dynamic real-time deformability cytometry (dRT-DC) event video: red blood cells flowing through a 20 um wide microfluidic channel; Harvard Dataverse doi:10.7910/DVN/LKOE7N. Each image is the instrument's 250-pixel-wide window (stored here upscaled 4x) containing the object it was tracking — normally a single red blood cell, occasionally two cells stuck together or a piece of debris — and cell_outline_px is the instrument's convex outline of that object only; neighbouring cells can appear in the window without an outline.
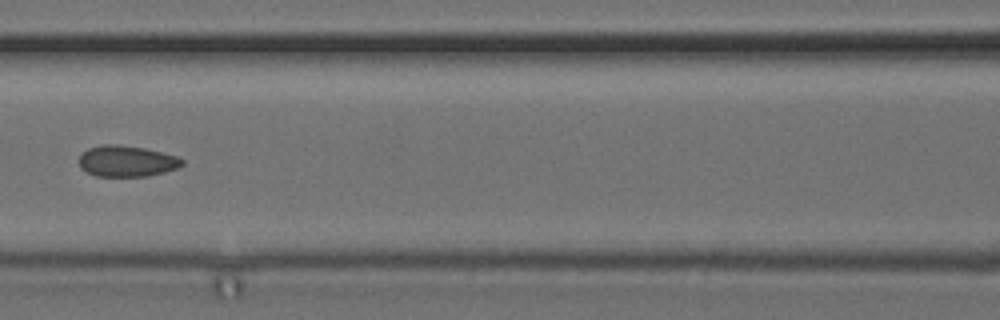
{"species": "common noctule bat (a hibernating species)", "species_latin": "Nyctalus noctula", "temperature_condition": "cold", "stored_images_in_passage": 6, "camera_frame_rate_fps": 3000, "um_per_image_px": 0.085, "animal": {"sex": "female", "body_mass_g": 24.6, "forearm_length_mm": 56.2}, "frame": {"image": 1, "passage_image": 6, "time_ms": 1.667, "image_size_px": [1000, 320], "cell_outline_px": [[184, 164], [180, 168], [148, 176], [96, 176], [80, 168], [80, 152], [88, 148], [104, 144], [120, 144], [144, 148], [176, 156], [184, 160]], "centroid_in_image_um": [10.77, 13.69], "position_along_channel_um": 155.8, "area_um2": 18.79}}